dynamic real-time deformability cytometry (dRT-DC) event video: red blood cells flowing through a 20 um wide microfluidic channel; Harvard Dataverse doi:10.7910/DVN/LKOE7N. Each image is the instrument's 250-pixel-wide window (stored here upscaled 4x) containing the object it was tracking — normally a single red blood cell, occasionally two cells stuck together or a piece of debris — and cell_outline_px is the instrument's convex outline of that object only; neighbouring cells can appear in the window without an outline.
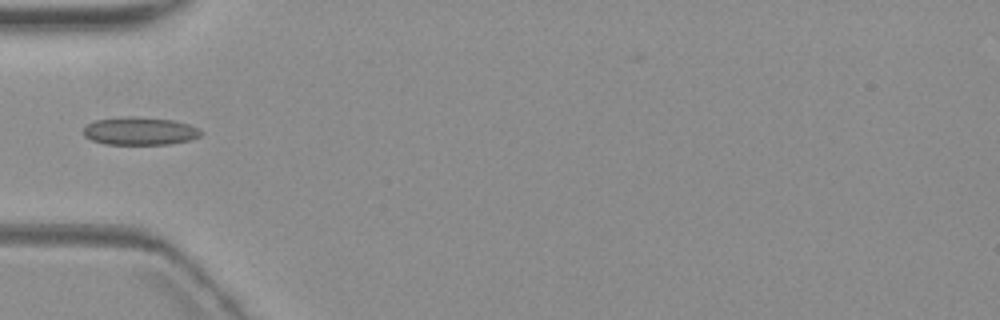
{"species": "common noctule bat (a hibernating species)", "species_latin": "Nyctalus noctula", "temperature_condition": "warm", "stored_images_in_passage": 4, "camera_frame_rate_fps": 3000, "um_per_image_px": 0.085, "animal": {"sex": "female", "body_mass_g": 19.3, "forearm_length_mm": 54.1}, "frame": {"image": 1, "passage_image": 1, "time_ms": 0.0, "image_size_px": [1000, 320], "cell_outline_px": [[204, 132], [200, 136], [188, 140], [168, 144], [104, 144], [92, 140], [84, 136], [84, 128], [88, 124], [96, 120], [120, 116], [132, 116], [172, 120], [188, 124], [200, 128]], "centroid_in_image_um": [11.89, 11.13], "position_along_channel_um": 73.1, "area_um2": 19.13}}
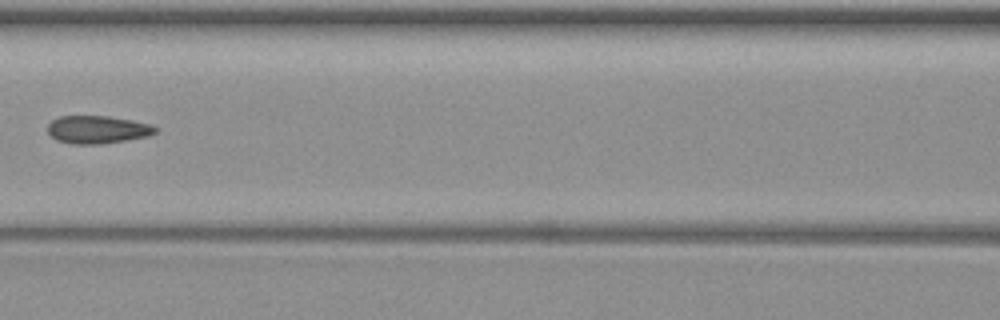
{"frame": {"image": 2, "passage_image": 3, "time_ms": 2.333, "image_size_px": [1000, 320], "cell_outline_px": [[160, 128], [156, 132], [148, 136], [104, 144], [72, 144], [56, 140], [48, 132], [48, 124], [52, 120], [60, 116], [108, 116], [132, 120], [148, 124]], "centroid_in_image_um": [8.29, 11.02], "position_along_channel_um": 158.3, "area_um2": 17.51}}
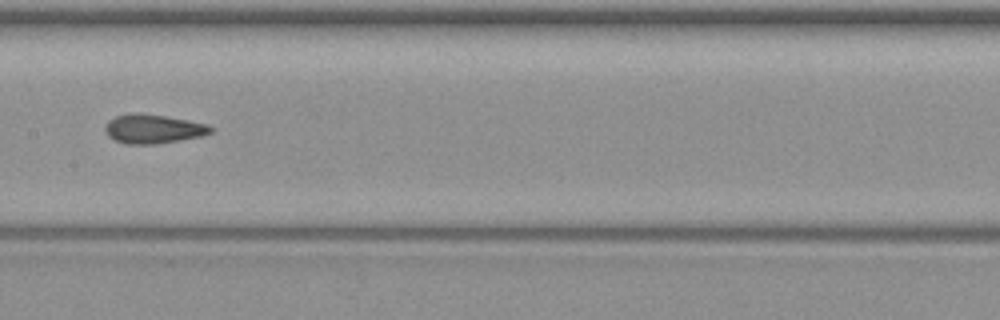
{"frame": {"image": 3, "passage_image": 4, "time_ms": 3.333, "image_size_px": [1000, 320], "cell_outline_px": [[212, 132], [200, 136], [156, 144], [124, 144], [112, 140], [108, 136], [104, 128], [108, 120], [116, 116], [136, 112], [164, 116], [188, 120], [208, 124], [212, 128]], "centroid_in_image_um": [12.97, 10.96], "position_along_channel_um": 194.4, "area_um2": 17.86}}